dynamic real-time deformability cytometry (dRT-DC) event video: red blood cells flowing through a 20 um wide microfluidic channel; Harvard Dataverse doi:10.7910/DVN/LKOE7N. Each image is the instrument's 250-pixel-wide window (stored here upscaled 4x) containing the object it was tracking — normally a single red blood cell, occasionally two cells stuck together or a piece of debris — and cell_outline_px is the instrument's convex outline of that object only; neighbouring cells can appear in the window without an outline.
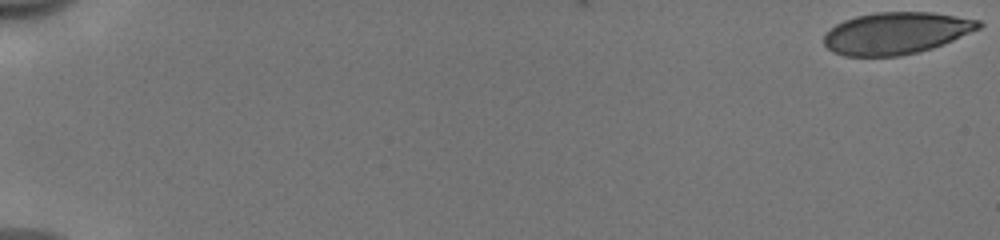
{"species": "human", "species_latin": "Homo sapiens", "temperature_condition": "cold", "stored_images_in_passage": 53, "camera_frame_rate_fps": 3000, "um_per_image_px": 0.085, "donor": {"sex": "male"}, "frame": {"image": 1, "passage_image": 1, "time_ms": 0.0, "image_size_px": [1000, 240], "cell_outline_px": [[984, 24], [980, 28], [944, 44], [932, 48], [900, 56], [844, 56], [832, 52], [824, 44], [824, 36], [836, 24], [844, 20], [856, 16], [876, 12], [932, 12], [980, 20]], "centroid_in_image_um": [76.18, 2.82], "position_along_channel_um": 8.8, "area_um2": 37.74}}
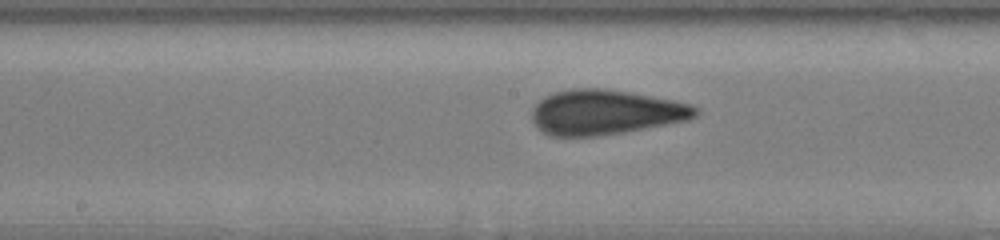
{"frame": {"image": 2, "passage_image": 30, "time_ms": 9.667, "image_size_px": [1000, 240], "cell_outline_px": [[700, 112], [696, 116], [688, 120], [624, 132], [600, 136], [548, 136], [532, 120], [532, 108], [544, 96], [556, 92], [572, 88], [600, 88], [628, 92], [652, 96], [692, 104], [700, 108]], "centroid_in_image_um": [51.48, 9.54], "position_along_channel_um": 196.7, "area_um2": 42.77}}
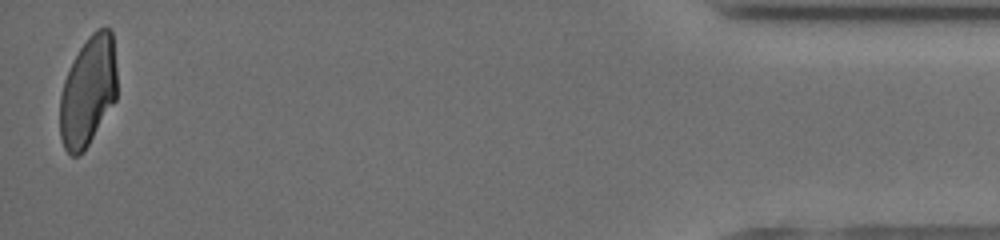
{"frame": {"image": 3, "passage_image": 53, "time_ms": 17.333, "image_size_px": [1000, 240], "cell_outline_px": [[116, 100], [84, 152], [76, 156], [72, 156], [64, 148], [60, 136], [60, 96], [64, 80], [80, 48], [88, 36], [96, 28], [108, 28], [112, 32], [116, 68]], "centroid_in_image_um": [7.49, 7.78], "position_along_channel_um": 427.7, "area_um2": 36.47}, "authors_computed_cell_mechanics": {"area_um2": 40.4022, "velocity_mm_per_s": 3.9762, "shape_relaxation_time_tau1_ms": 5.8078, "shape_relaxation_time_tau2_ms": 0.8025, "deformation_change_tau1": 0.1542, "deformation_change_tau2": 0.04}}